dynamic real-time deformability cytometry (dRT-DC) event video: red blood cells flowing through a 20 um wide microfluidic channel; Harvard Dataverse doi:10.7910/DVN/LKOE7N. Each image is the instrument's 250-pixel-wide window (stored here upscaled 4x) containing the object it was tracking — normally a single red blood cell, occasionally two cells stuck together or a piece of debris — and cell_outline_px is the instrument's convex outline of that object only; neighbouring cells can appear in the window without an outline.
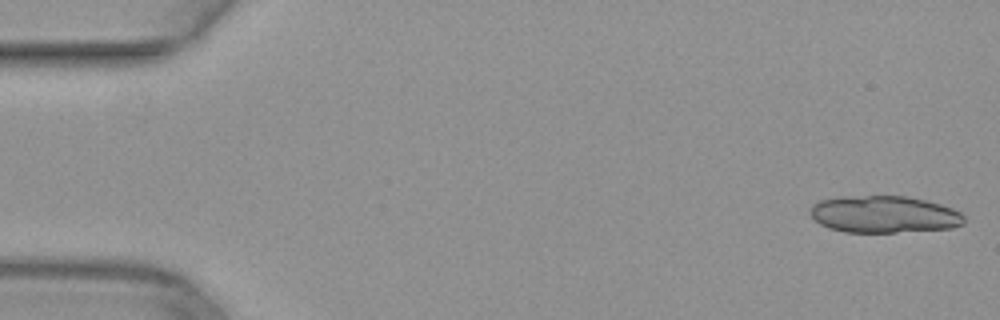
{"species": "common noctule bat (a hibernating species)", "species_latin": "Nyctalus noctula", "temperature_condition": "warm", "stored_images_in_passage": 6, "camera_frame_rate_fps": 3000, "um_per_image_px": 0.085, "animal": {"sex": "female", "body_mass_g": 29.2, "forearm_length_mm": 56.3}, "frame": {"image": 1, "passage_image": 1, "time_ms": 0.0, "image_size_px": [1000, 320], "cell_outline_px": [[964, 224], [952, 228], [896, 232], [844, 232], [828, 228], [820, 224], [808, 212], [812, 204], [820, 200], [840, 196], [908, 196], [940, 204], [952, 208], [960, 212], [964, 216]], "centroid_in_image_um": [75.12, 18.22], "position_along_channel_um": 9.9, "area_um2": 33.35}}